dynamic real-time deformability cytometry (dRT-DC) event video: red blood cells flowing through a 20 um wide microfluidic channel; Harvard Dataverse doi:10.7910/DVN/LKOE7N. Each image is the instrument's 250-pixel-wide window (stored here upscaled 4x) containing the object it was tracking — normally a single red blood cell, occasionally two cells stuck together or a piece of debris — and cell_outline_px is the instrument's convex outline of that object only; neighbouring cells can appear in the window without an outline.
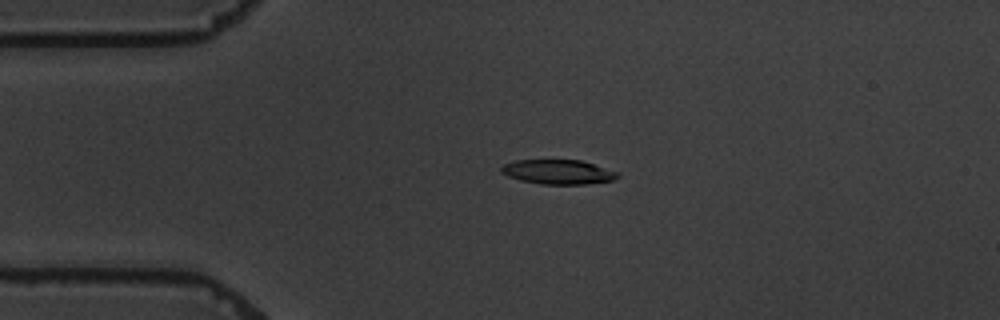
{"species": "common noctule bat (a hibernating species)", "species_latin": "Nyctalus noctula", "temperature_condition": "warm", "stored_images_in_passage": 4, "camera_frame_rate_fps": 3000, "um_per_image_px": 0.085, "animal": {"sex": "male", "body_mass_g": 19.5, "forearm_length_mm": 54.6}, "frame": {"image": 1, "passage_image": 3, "time_ms": 2.333, "image_size_px": [1000, 320], "cell_outline_px": [[620, 176], [612, 180], [588, 184], [540, 184], [520, 180], [508, 176], [500, 172], [500, 168], [504, 164], [516, 160], [580, 160], [620, 172]], "centroid_in_image_um": [47.45, 14.61], "position_along_channel_um": 37.6, "area_um2": 16.65}}